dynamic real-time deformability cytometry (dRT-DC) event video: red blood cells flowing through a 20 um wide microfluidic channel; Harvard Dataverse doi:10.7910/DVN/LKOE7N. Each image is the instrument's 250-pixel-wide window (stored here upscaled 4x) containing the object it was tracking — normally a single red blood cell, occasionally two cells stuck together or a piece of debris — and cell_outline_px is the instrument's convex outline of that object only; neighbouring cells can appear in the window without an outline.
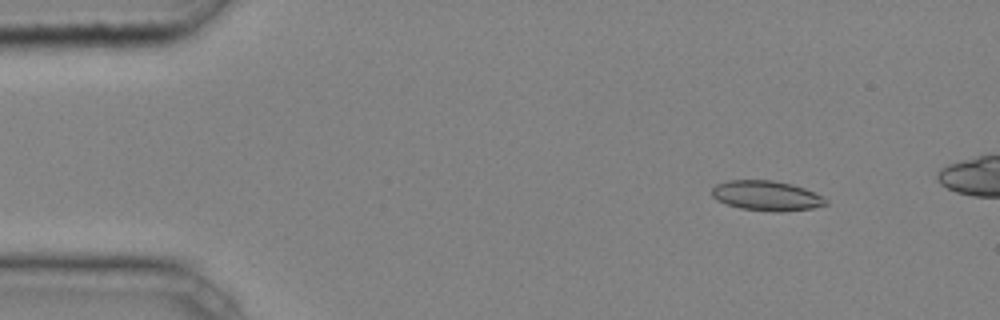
{"species": "common noctule bat (a hibernating species)", "species_latin": "Nyctalus noctula", "temperature_condition": "cold", "stored_images_in_passage": 5, "camera_frame_rate_fps": 3000, "um_per_image_px": 0.085, "animal": {"sex": "male", "body_mass_g": 20.4}, "frame": {"image": 1, "passage_image": 2, "time_ms": 0.333, "image_size_px": [1000, 320], "cell_outline_px": [[828, 204], [812, 208], [780, 212], [772, 212], [740, 208], [716, 200], [712, 196], [712, 188], [716, 184], [728, 180], [772, 180], [792, 184], [804, 188], [828, 200]], "centroid_in_image_um": [65.13, 16.64], "position_along_channel_um": 19.9, "area_um2": 19.83}}